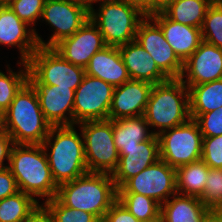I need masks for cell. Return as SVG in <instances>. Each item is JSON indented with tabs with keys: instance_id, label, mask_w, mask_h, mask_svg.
<instances>
[{
	"instance_id": "obj_1",
	"label": "cell",
	"mask_w": 222,
	"mask_h": 222,
	"mask_svg": "<svg viewBox=\"0 0 222 222\" xmlns=\"http://www.w3.org/2000/svg\"><path fill=\"white\" fill-rule=\"evenodd\" d=\"M74 126H52L42 143L52 177L58 186L88 172L83 135L82 132L78 135ZM48 146L51 148L49 153Z\"/></svg>"
},
{
	"instance_id": "obj_2",
	"label": "cell",
	"mask_w": 222,
	"mask_h": 222,
	"mask_svg": "<svg viewBox=\"0 0 222 222\" xmlns=\"http://www.w3.org/2000/svg\"><path fill=\"white\" fill-rule=\"evenodd\" d=\"M56 198L66 207L92 213L103 219L117 200V188L111 174L87 172L58 186Z\"/></svg>"
},
{
	"instance_id": "obj_3",
	"label": "cell",
	"mask_w": 222,
	"mask_h": 222,
	"mask_svg": "<svg viewBox=\"0 0 222 222\" xmlns=\"http://www.w3.org/2000/svg\"><path fill=\"white\" fill-rule=\"evenodd\" d=\"M8 167L19 191L33 198L46 197L45 201L56 197L58 185L52 177L42 145L14 144Z\"/></svg>"
},
{
	"instance_id": "obj_4",
	"label": "cell",
	"mask_w": 222,
	"mask_h": 222,
	"mask_svg": "<svg viewBox=\"0 0 222 222\" xmlns=\"http://www.w3.org/2000/svg\"><path fill=\"white\" fill-rule=\"evenodd\" d=\"M5 129L14 144L42 145L51 129L33 86L27 81L4 112Z\"/></svg>"
},
{
	"instance_id": "obj_5",
	"label": "cell",
	"mask_w": 222,
	"mask_h": 222,
	"mask_svg": "<svg viewBox=\"0 0 222 222\" xmlns=\"http://www.w3.org/2000/svg\"><path fill=\"white\" fill-rule=\"evenodd\" d=\"M150 127L160 130L154 134L187 122L190 117L189 89L181 79H169L154 84L144 113Z\"/></svg>"
},
{
	"instance_id": "obj_6",
	"label": "cell",
	"mask_w": 222,
	"mask_h": 222,
	"mask_svg": "<svg viewBox=\"0 0 222 222\" xmlns=\"http://www.w3.org/2000/svg\"><path fill=\"white\" fill-rule=\"evenodd\" d=\"M99 5L98 12L90 8L89 18L106 45L119 47L136 40L139 24L146 18L143 12L120 0H103Z\"/></svg>"
},
{
	"instance_id": "obj_7",
	"label": "cell",
	"mask_w": 222,
	"mask_h": 222,
	"mask_svg": "<svg viewBox=\"0 0 222 222\" xmlns=\"http://www.w3.org/2000/svg\"><path fill=\"white\" fill-rule=\"evenodd\" d=\"M79 125L84 139V155L88 172L112 175L119 163L112 120L85 121Z\"/></svg>"
},
{
	"instance_id": "obj_8",
	"label": "cell",
	"mask_w": 222,
	"mask_h": 222,
	"mask_svg": "<svg viewBox=\"0 0 222 222\" xmlns=\"http://www.w3.org/2000/svg\"><path fill=\"white\" fill-rule=\"evenodd\" d=\"M158 139L160 159L175 169L201 160L203 137L194 119L159 133Z\"/></svg>"
},
{
	"instance_id": "obj_9",
	"label": "cell",
	"mask_w": 222,
	"mask_h": 222,
	"mask_svg": "<svg viewBox=\"0 0 222 222\" xmlns=\"http://www.w3.org/2000/svg\"><path fill=\"white\" fill-rule=\"evenodd\" d=\"M28 70L46 85L76 90L86 75L85 69L73 65L52 47L39 46L32 54Z\"/></svg>"
},
{
	"instance_id": "obj_10",
	"label": "cell",
	"mask_w": 222,
	"mask_h": 222,
	"mask_svg": "<svg viewBox=\"0 0 222 222\" xmlns=\"http://www.w3.org/2000/svg\"><path fill=\"white\" fill-rule=\"evenodd\" d=\"M115 87L99 78L85 75L75 90L73 125L107 120Z\"/></svg>"
},
{
	"instance_id": "obj_11",
	"label": "cell",
	"mask_w": 222,
	"mask_h": 222,
	"mask_svg": "<svg viewBox=\"0 0 222 222\" xmlns=\"http://www.w3.org/2000/svg\"><path fill=\"white\" fill-rule=\"evenodd\" d=\"M117 193H138L150 197L160 205L177 193L176 169L159 159L130 178ZM172 195V196H171Z\"/></svg>"
},
{
	"instance_id": "obj_12",
	"label": "cell",
	"mask_w": 222,
	"mask_h": 222,
	"mask_svg": "<svg viewBox=\"0 0 222 222\" xmlns=\"http://www.w3.org/2000/svg\"><path fill=\"white\" fill-rule=\"evenodd\" d=\"M90 9L75 0H46L42 20L54 28L48 42L40 41L41 47H53L60 40L72 36L89 19Z\"/></svg>"
},
{
	"instance_id": "obj_13",
	"label": "cell",
	"mask_w": 222,
	"mask_h": 222,
	"mask_svg": "<svg viewBox=\"0 0 222 222\" xmlns=\"http://www.w3.org/2000/svg\"><path fill=\"white\" fill-rule=\"evenodd\" d=\"M136 41L169 79H180L183 62L165 39L161 28L149 16L139 24Z\"/></svg>"
},
{
	"instance_id": "obj_14",
	"label": "cell",
	"mask_w": 222,
	"mask_h": 222,
	"mask_svg": "<svg viewBox=\"0 0 222 222\" xmlns=\"http://www.w3.org/2000/svg\"><path fill=\"white\" fill-rule=\"evenodd\" d=\"M28 82L36 91L40 108L51 126L73 125L75 90L41 83L30 71Z\"/></svg>"
},
{
	"instance_id": "obj_15",
	"label": "cell",
	"mask_w": 222,
	"mask_h": 222,
	"mask_svg": "<svg viewBox=\"0 0 222 222\" xmlns=\"http://www.w3.org/2000/svg\"><path fill=\"white\" fill-rule=\"evenodd\" d=\"M105 46L103 35L89 18L72 36L60 40L52 48L73 65L85 69L90 58Z\"/></svg>"
},
{
	"instance_id": "obj_16",
	"label": "cell",
	"mask_w": 222,
	"mask_h": 222,
	"mask_svg": "<svg viewBox=\"0 0 222 222\" xmlns=\"http://www.w3.org/2000/svg\"><path fill=\"white\" fill-rule=\"evenodd\" d=\"M186 77V80L184 79ZM186 86H195L222 79V49L202 41L183 63L180 77Z\"/></svg>"
},
{
	"instance_id": "obj_17",
	"label": "cell",
	"mask_w": 222,
	"mask_h": 222,
	"mask_svg": "<svg viewBox=\"0 0 222 222\" xmlns=\"http://www.w3.org/2000/svg\"><path fill=\"white\" fill-rule=\"evenodd\" d=\"M22 21L8 5H0V44L17 46L21 62H28L42 38L36 29Z\"/></svg>"
},
{
	"instance_id": "obj_18",
	"label": "cell",
	"mask_w": 222,
	"mask_h": 222,
	"mask_svg": "<svg viewBox=\"0 0 222 222\" xmlns=\"http://www.w3.org/2000/svg\"><path fill=\"white\" fill-rule=\"evenodd\" d=\"M119 163L112 173L116 188L122 187L130 178L160 159L158 135L140 142L132 149H120Z\"/></svg>"
},
{
	"instance_id": "obj_19",
	"label": "cell",
	"mask_w": 222,
	"mask_h": 222,
	"mask_svg": "<svg viewBox=\"0 0 222 222\" xmlns=\"http://www.w3.org/2000/svg\"><path fill=\"white\" fill-rule=\"evenodd\" d=\"M152 88L151 83L132 79L115 87L109 120L144 115Z\"/></svg>"
},
{
	"instance_id": "obj_20",
	"label": "cell",
	"mask_w": 222,
	"mask_h": 222,
	"mask_svg": "<svg viewBox=\"0 0 222 222\" xmlns=\"http://www.w3.org/2000/svg\"><path fill=\"white\" fill-rule=\"evenodd\" d=\"M149 17L161 28L165 39L183 63L203 41L201 28L175 22L163 12L152 14Z\"/></svg>"
},
{
	"instance_id": "obj_21",
	"label": "cell",
	"mask_w": 222,
	"mask_h": 222,
	"mask_svg": "<svg viewBox=\"0 0 222 222\" xmlns=\"http://www.w3.org/2000/svg\"><path fill=\"white\" fill-rule=\"evenodd\" d=\"M118 48L130 79L145 81L153 85L169 80L157 67L150 54L136 40Z\"/></svg>"
},
{
	"instance_id": "obj_22",
	"label": "cell",
	"mask_w": 222,
	"mask_h": 222,
	"mask_svg": "<svg viewBox=\"0 0 222 222\" xmlns=\"http://www.w3.org/2000/svg\"><path fill=\"white\" fill-rule=\"evenodd\" d=\"M86 75L99 78L114 87L130 80L127 68L122 60L119 48L105 46L95 53L85 68Z\"/></svg>"
},
{
	"instance_id": "obj_23",
	"label": "cell",
	"mask_w": 222,
	"mask_h": 222,
	"mask_svg": "<svg viewBox=\"0 0 222 222\" xmlns=\"http://www.w3.org/2000/svg\"><path fill=\"white\" fill-rule=\"evenodd\" d=\"M161 205L164 222H205L212 212L197 197L176 193Z\"/></svg>"
},
{
	"instance_id": "obj_24",
	"label": "cell",
	"mask_w": 222,
	"mask_h": 222,
	"mask_svg": "<svg viewBox=\"0 0 222 222\" xmlns=\"http://www.w3.org/2000/svg\"><path fill=\"white\" fill-rule=\"evenodd\" d=\"M114 144L116 149H132L148 140L154 132H148L149 124L144 115L112 120Z\"/></svg>"
},
{
	"instance_id": "obj_25",
	"label": "cell",
	"mask_w": 222,
	"mask_h": 222,
	"mask_svg": "<svg viewBox=\"0 0 222 222\" xmlns=\"http://www.w3.org/2000/svg\"><path fill=\"white\" fill-rule=\"evenodd\" d=\"M187 87L191 119L222 107V79Z\"/></svg>"
},
{
	"instance_id": "obj_26",
	"label": "cell",
	"mask_w": 222,
	"mask_h": 222,
	"mask_svg": "<svg viewBox=\"0 0 222 222\" xmlns=\"http://www.w3.org/2000/svg\"><path fill=\"white\" fill-rule=\"evenodd\" d=\"M209 166L201 159L176 169L177 193L201 198L206 186Z\"/></svg>"
},
{
	"instance_id": "obj_27",
	"label": "cell",
	"mask_w": 222,
	"mask_h": 222,
	"mask_svg": "<svg viewBox=\"0 0 222 222\" xmlns=\"http://www.w3.org/2000/svg\"><path fill=\"white\" fill-rule=\"evenodd\" d=\"M209 6L207 0H176L162 12L175 22L201 28Z\"/></svg>"
},
{
	"instance_id": "obj_28",
	"label": "cell",
	"mask_w": 222,
	"mask_h": 222,
	"mask_svg": "<svg viewBox=\"0 0 222 222\" xmlns=\"http://www.w3.org/2000/svg\"><path fill=\"white\" fill-rule=\"evenodd\" d=\"M39 202L19 191L0 200V222H24Z\"/></svg>"
},
{
	"instance_id": "obj_29",
	"label": "cell",
	"mask_w": 222,
	"mask_h": 222,
	"mask_svg": "<svg viewBox=\"0 0 222 222\" xmlns=\"http://www.w3.org/2000/svg\"><path fill=\"white\" fill-rule=\"evenodd\" d=\"M117 200L139 221L157 217L161 205L154 199L138 193H117Z\"/></svg>"
},
{
	"instance_id": "obj_30",
	"label": "cell",
	"mask_w": 222,
	"mask_h": 222,
	"mask_svg": "<svg viewBox=\"0 0 222 222\" xmlns=\"http://www.w3.org/2000/svg\"><path fill=\"white\" fill-rule=\"evenodd\" d=\"M18 64L24 66V69H20L17 73L10 70L9 65V75H5L0 70V111L3 113L9 108L17 92L28 81V64L26 62H19Z\"/></svg>"
},
{
	"instance_id": "obj_31",
	"label": "cell",
	"mask_w": 222,
	"mask_h": 222,
	"mask_svg": "<svg viewBox=\"0 0 222 222\" xmlns=\"http://www.w3.org/2000/svg\"><path fill=\"white\" fill-rule=\"evenodd\" d=\"M200 200L212 213L222 212V169L210 168Z\"/></svg>"
},
{
	"instance_id": "obj_32",
	"label": "cell",
	"mask_w": 222,
	"mask_h": 222,
	"mask_svg": "<svg viewBox=\"0 0 222 222\" xmlns=\"http://www.w3.org/2000/svg\"><path fill=\"white\" fill-rule=\"evenodd\" d=\"M202 40L222 49V5H210L201 26Z\"/></svg>"
},
{
	"instance_id": "obj_33",
	"label": "cell",
	"mask_w": 222,
	"mask_h": 222,
	"mask_svg": "<svg viewBox=\"0 0 222 222\" xmlns=\"http://www.w3.org/2000/svg\"><path fill=\"white\" fill-rule=\"evenodd\" d=\"M43 204L50 210L55 222H97L99 220L92 213L66 207L56 197Z\"/></svg>"
},
{
	"instance_id": "obj_34",
	"label": "cell",
	"mask_w": 222,
	"mask_h": 222,
	"mask_svg": "<svg viewBox=\"0 0 222 222\" xmlns=\"http://www.w3.org/2000/svg\"><path fill=\"white\" fill-rule=\"evenodd\" d=\"M46 0H14L8 6L29 26L35 25L41 19Z\"/></svg>"
},
{
	"instance_id": "obj_35",
	"label": "cell",
	"mask_w": 222,
	"mask_h": 222,
	"mask_svg": "<svg viewBox=\"0 0 222 222\" xmlns=\"http://www.w3.org/2000/svg\"><path fill=\"white\" fill-rule=\"evenodd\" d=\"M201 159L210 168L222 169V135L202 139Z\"/></svg>"
},
{
	"instance_id": "obj_36",
	"label": "cell",
	"mask_w": 222,
	"mask_h": 222,
	"mask_svg": "<svg viewBox=\"0 0 222 222\" xmlns=\"http://www.w3.org/2000/svg\"><path fill=\"white\" fill-rule=\"evenodd\" d=\"M197 122L203 138L222 135V107L199 115Z\"/></svg>"
},
{
	"instance_id": "obj_37",
	"label": "cell",
	"mask_w": 222,
	"mask_h": 222,
	"mask_svg": "<svg viewBox=\"0 0 222 222\" xmlns=\"http://www.w3.org/2000/svg\"><path fill=\"white\" fill-rule=\"evenodd\" d=\"M106 222H140L127 208L116 200L103 218Z\"/></svg>"
},
{
	"instance_id": "obj_38",
	"label": "cell",
	"mask_w": 222,
	"mask_h": 222,
	"mask_svg": "<svg viewBox=\"0 0 222 222\" xmlns=\"http://www.w3.org/2000/svg\"><path fill=\"white\" fill-rule=\"evenodd\" d=\"M17 192L19 188L9 167L0 169V200Z\"/></svg>"
},
{
	"instance_id": "obj_39",
	"label": "cell",
	"mask_w": 222,
	"mask_h": 222,
	"mask_svg": "<svg viewBox=\"0 0 222 222\" xmlns=\"http://www.w3.org/2000/svg\"><path fill=\"white\" fill-rule=\"evenodd\" d=\"M14 145L13 139L5 131L0 134V169L6 168L9 166L10 153ZM7 159L8 165H4V161Z\"/></svg>"
},
{
	"instance_id": "obj_40",
	"label": "cell",
	"mask_w": 222,
	"mask_h": 222,
	"mask_svg": "<svg viewBox=\"0 0 222 222\" xmlns=\"http://www.w3.org/2000/svg\"><path fill=\"white\" fill-rule=\"evenodd\" d=\"M24 222H55L50 210L44 205H38Z\"/></svg>"
},
{
	"instance_id": "obj_41",
	"label": "cell",
	"mask_w": 222,
	"mask_h": 222,
	"mask_svg": "<svg viewBox=\"0 0 222 222\" xmlns=\"http://www.w3.org/2000/svg\"><path fill=\"white\" fill-rule=\"evenodd\" d=\"M176 0H148V16L162 12Z\"/></svg>"
},
{
	"instance_id": "obj_42",
	"label": "cell",
	"mask_w": 222,
	"mask_h": 222,
	"mask_svg": "<svg viewBox=\"0 0 222 222\" xmlns=\"http://www.w3.org/2000/svg\"><path fill=\"white\" fill-rule=\"evenodd\" d=\"M128 5L134 6L148 16V0H120Z\"/></svg>"
},
{
	"instance_id": "obj_43",
	"label": "cell",
	"mask_w": 222,
	"mask_h": 222,
	"mask_svg": "<svg viewBox=\"0 0 222 222\" xmlns=\"http://www.w3.org/2000/svg\"><path fill=\"white\" fill-rule=\"evenodd\" d=\"M205 222H222V212L212 213Z\"/></svg>"
},
{
	"instance_id": "obj_44",
	"label": "cell",
	"mask_w": 222,
	"mask_h": 222,
	"mask_svg": "<svg viewBox=\"0 0 222 222\" xmlns=\"http://www.w3.org/2000/svg\"><path fill=\"white\" fill-rule=\"evenodd\" d=\"M76 2H79V3H82V4H84V5H86L89 9L91 8V7H93V3L95 2H101V1H103V0H75Z\"/></svg>"
},
{
	"instance_id": "obj_45",
	"label": "cell",
	"mask_w": 222,
	"mask_h": 222,
	"mask_svg": "<svg viewBox=\"0 0 222 222\" xmlns=\"http://www.w3.org/2000/svg\"><path fill=\"white\" fill-rule=\"evenodd\" d=\"M5 129V120H4V113L0 111V134L4 133Z\"/></svg>"
},
{
	"instance_id": "obj_46",
	"label": "cell",
	"mask_w": 222,
	"mask_h": 222,
	"mask_svg": "<svg viewBox=\"0 0 222 222\" xmlns=\"http://www.w3.org/2000/svg\"><path fill=\"white\" fill-rule=\"evenodd\" d=\"M140 222H164L163 221V217L161 215V213L155 217V218H152V219H149V220H143V221H140Z\"/></svg>"
},
{
	"instance_id": "obj_47",
	"label": "cell",
	"mask_w": 222,
	"mask_h": 222,
	"mask_svg": "<svg viewBox=\"0 0 222 222\" xmlns=\"http://www.w3.org/2000/svg\"><path fill=\"white\" fill-rule=\"evenodd\" d=\"M210 5H222V0H207Z\"/></svg>"
},
{
	"instance_id": "obj_48",
	"label": "cell",
	"mask_w": 222,
	"mask_h": 222,
	"mask_svg": "<svg viewBox=\"0 0 222 222\" xmlns=\"http://www.w3.org/2000/svg\"><path fill=\"white\" fill-rule=\"evenodd\" d=\"M14 0H0V5H9Z\"/></svg>"
},
{
	"instance_id": "obj_49",
	"label": "cell",
	"mask_w": 222,
	"mask_h": 222,
	"mask_svg": "<svg viewBox=\"0 0 222 222\" xmlns=\"http://www.w3.org/2000/svg\"><path fill=\"white\" fill-rule=\"evenodd\" d=\"M97 222H106L104 219H99Z\"/></svg>"
}]
</instances>
